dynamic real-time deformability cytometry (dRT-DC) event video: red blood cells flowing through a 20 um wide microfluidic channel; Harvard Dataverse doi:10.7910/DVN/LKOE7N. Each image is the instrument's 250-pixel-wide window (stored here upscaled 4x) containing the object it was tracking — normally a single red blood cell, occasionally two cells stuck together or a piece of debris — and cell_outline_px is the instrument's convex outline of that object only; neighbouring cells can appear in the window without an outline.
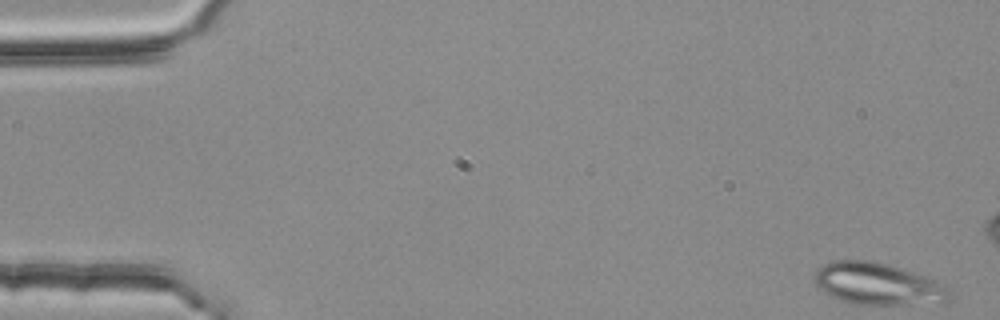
{"species": "common noctule bat (a hibernating species)", "species_latin": "Nyctalus noctula", "temperature_condition": "room temperature", "stored_images_in_passage": 16, "camera_frame_rate_fps": 3000, "um_per_image_px": 0.085, "animal": {"sex": "female", "body_mass_g": 25.1}, "frame": {"image": 1, "passage_image": 1, "time_ms": 0.0, "image_size_px": [1000, 320], "cell_outline_px": [[952, 300], [944, 304], [852, 304], [840, 300], [816, 288], [812, 280], [816, 268], [832, 260], [872, 260], [900, 268], [936, 280], [948, 288], [952, 292]], "centroid_in_image_um": [74.62, 24.14], "position_along_channel_um": 10.4, "area_um2": 33.64}}